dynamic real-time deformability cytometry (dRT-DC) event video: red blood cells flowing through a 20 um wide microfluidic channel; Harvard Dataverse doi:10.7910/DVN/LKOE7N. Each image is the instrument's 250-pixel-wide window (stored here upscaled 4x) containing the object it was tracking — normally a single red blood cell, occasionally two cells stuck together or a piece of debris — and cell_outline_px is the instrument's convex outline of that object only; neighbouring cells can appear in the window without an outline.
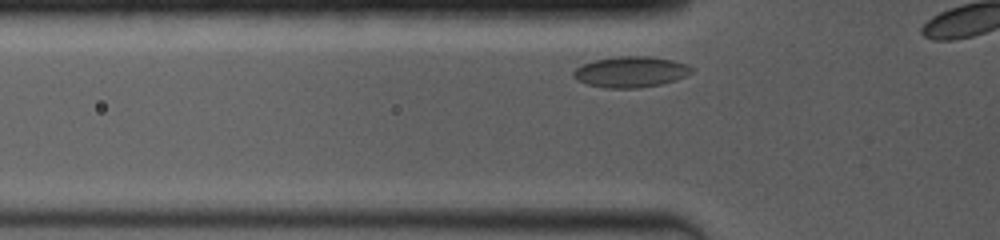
{"species": "common noctule bat (a hibernating species)", "species_latin": "Nyctalus noctula", "temperature_condition": "room temperature", "stored_images_in_passage": 7, "camera_frame_rate_fps": 4000, "um_per_image_px": 0.085, "animal": {"sex": "female", "body_mass_g": 19.0, "forearm_length_mm": 53.3}, "frame": {"image": 1, "passage_image": 3, "time_ms": 0.75, "image_size_px": [1000, 240], "cell_outline_px": [[696, 68], [692, 72], [676, 80], [660, 84], [640, 88], [604, 88], [588, 84], [572, 76], [572, 72], [580, 64], [596, 60], [620, 56], [648, 56], [672, 60], [688, 64]], "centroid_in_image_um": [53.63, 6.11], "position_along_channel_um": 72.2, "area_um2": 21.27}}
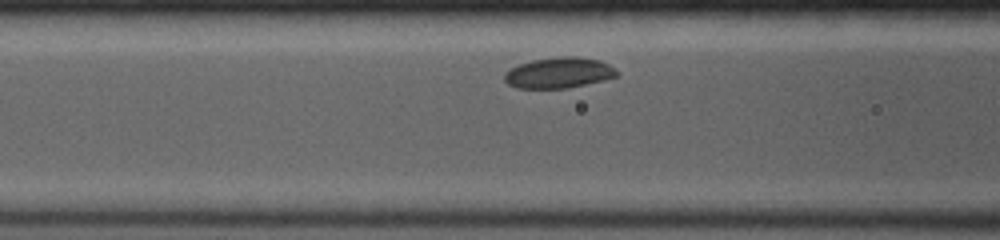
{"frame": {"image": 2, "passage_image": 6, "time_ms": 2.0, "image_size_px": [1000, 240], "cell_outline_px": [[620, 72], [616, 76], [604, 80], [564, 88], [516, 88], [508, 84], [504, 80], [504, 72], [520, 64], [532, 60], [564, 56], [576, 56], [600, 60], [616, 68]], "centroid_in_image_um": [47.51, 6.18], "position_along_channel_um": 119.1, "area_um2": 20.06}}